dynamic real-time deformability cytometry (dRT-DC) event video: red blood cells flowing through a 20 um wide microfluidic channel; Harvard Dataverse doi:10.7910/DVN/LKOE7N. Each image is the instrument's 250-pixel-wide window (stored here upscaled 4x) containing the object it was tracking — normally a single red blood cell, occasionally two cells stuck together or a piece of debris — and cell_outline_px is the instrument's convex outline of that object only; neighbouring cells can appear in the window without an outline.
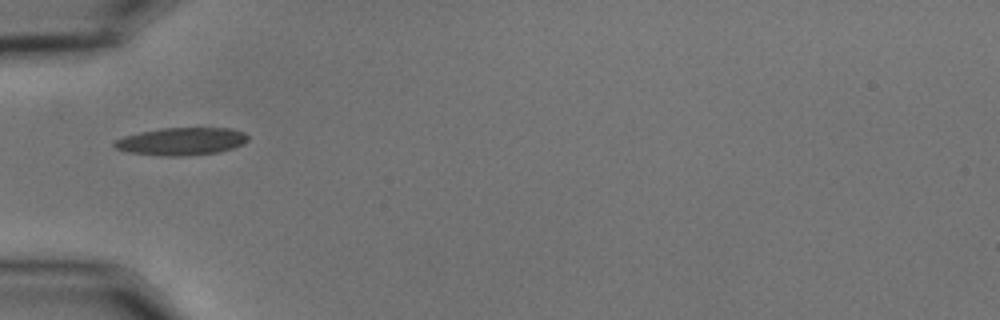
{"species": "common noctule bat (a hibernating species)", "species_latin": "Nyctalus noctula", "temperature_condition": "cold", "stored_images_in_passage": 38, "camera_frame_rate_fps": 3000, "um_per_image_px": 0.085, "animal": {"sex": "male", "body_mass_g": 15.6}, "frame": {"image": 1, "passage_image": 1, "time_ms": 0.0, "image_size_px": [1000, 320], "cell_outline_px": [[248, 140], [244, 144], [220, 152], [180, 156], [160, 156], [128, 152], [116, 148], [112, 144], [116, 140], [124, 136], [140, 132], [160, 128], [232, 128], [244, 132], [248, 136]], "centroid_in_image_um": [15.44, 12.01], "position_along_channel_um": 69.6, "area_um2": 21.56}}
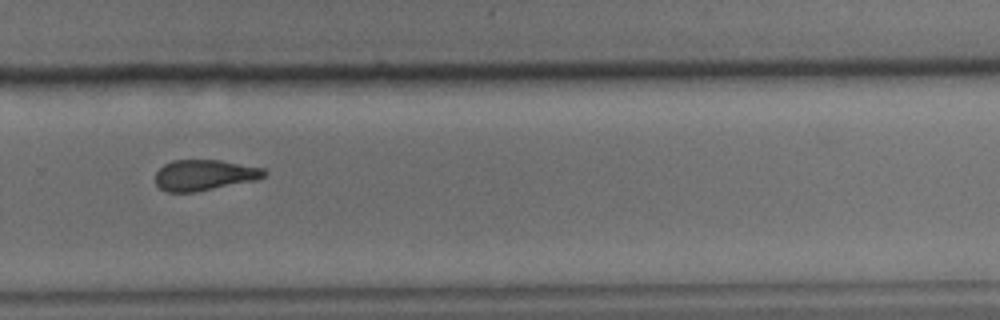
{"frame": {"image": 2, "passage_image": 21, "time_ms": 6.667, "image_size_px": [1000, 320], "cell_outline_px": [[268, 172], [264, 176], [256, 180], [196, 192], [168, 192], [160, 188], [156, 184], [156, 172], [164, 164], [172, 160], [220, 160], [268, 168]], "centroid_in_image_um": [17.41, 14.87], "position_along_channel_um": 312.4, "area_um2": 19.71}}
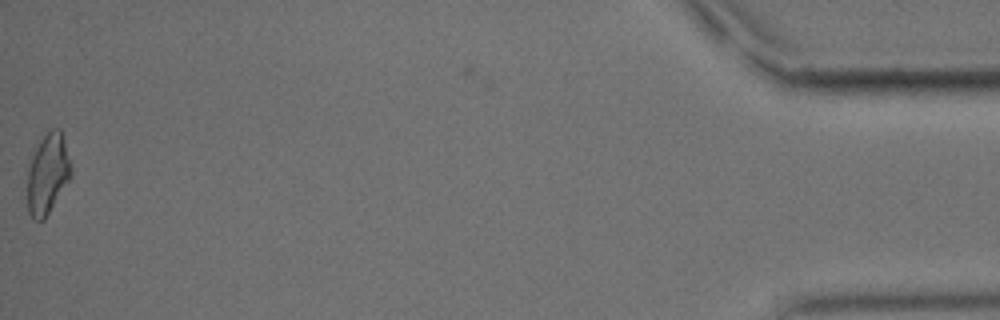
{"frame": {"image": 3, "passage_image": 38, "time_ms": 12.333, "image_size_px": [1000, 320], "cell_outline_px": [[72, 176], [44, 220], [32, 220], [28, 212], [28, 168], [36, 140], [48, 128], [60, 128], [64, 140], [72, 168]], "centroid_in_image_um": [4.04, 14.71], "position_along_channel_um": 431.2, "area_um2": 20.98}, "authors_computed_cell_mechanics": {"area_um2": 20.4034, "velocity_mm_per_s": 3.6443, "shape_relaxation_time_tau1_ms": 4.6893, "shape_relaxation_time_tau2_ms": 7.904, "deformation_change_tau1": 0.1228, "deformation_change_tau2": 0.1971}}